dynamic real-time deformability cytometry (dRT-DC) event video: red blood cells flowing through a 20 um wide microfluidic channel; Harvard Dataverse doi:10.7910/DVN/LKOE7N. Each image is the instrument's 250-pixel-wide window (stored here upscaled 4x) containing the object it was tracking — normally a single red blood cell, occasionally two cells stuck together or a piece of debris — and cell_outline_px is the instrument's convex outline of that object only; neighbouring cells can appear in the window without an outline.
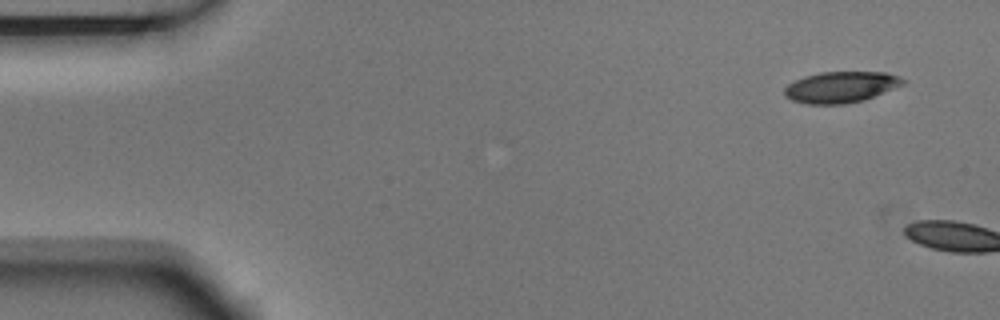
{"species": "Egyptian fruit bat (a non-hibernating species)", "species_latin": "Rousettus aegyptiacus", "temperature_condition": "room temperature", "stored_images_in_passage": 2, "camera_frame_rate_fps": 3000, "um_per_image_px": 0.085, "animal": {"sex": "male"}, "frame": {"image": 1, "passage_image": 1, "time_ms": 0.0, "image_size_px": [1000, 320], "cell_outline_px": [[908, 80], [904, 84], [864, 100], [844, 104], [804, 104], [792, 100], [784, 96], [784, 88], [788, 84], [804, 76], [820, 72], [888, 72], [900, 76]], "centroid_in_image_um": [71.48, 7.4], "position_along_channel_um": 13.5, "area_um2": 21.68}}